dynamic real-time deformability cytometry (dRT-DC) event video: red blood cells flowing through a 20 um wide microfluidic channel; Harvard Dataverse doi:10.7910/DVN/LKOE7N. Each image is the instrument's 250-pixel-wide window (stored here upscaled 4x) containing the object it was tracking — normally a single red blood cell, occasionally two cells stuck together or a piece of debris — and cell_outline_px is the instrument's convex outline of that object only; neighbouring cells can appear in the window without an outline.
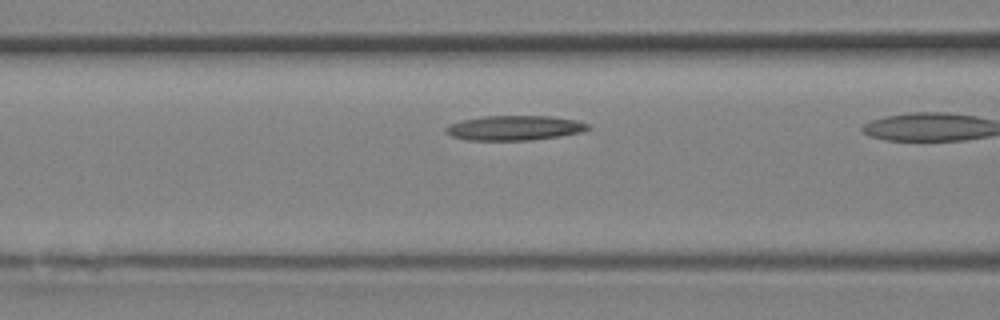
{"species": "Egyptian fruit bat (a non-hibernating species)", "species_latin": "Rousettus aegyptiacus", "temperature_condition": "room temperature", "stored_images_in_passage": 8, "camera_frame_rate_fps": 3000, "um_per_image_px": 0.085, "animal": {"sex": "female"}, "frame": {"image": 1, "passage_image": 5, "time_ms": 1.333, "image_size_px": [1000, 320], "cell_outline_px": [[592, 128], [584, 132], [560, 136], [532, 140], [468, 140], [452, 136], [444, 132], [444, 128], [448, 124], [460, 120], [480, 116], [552, 116], [576, 120], [592, 124]], "centroid_in_image_um": [43.76, 10.87], "position_along_channel_um": 122.8, "area_um2": 20.92}}